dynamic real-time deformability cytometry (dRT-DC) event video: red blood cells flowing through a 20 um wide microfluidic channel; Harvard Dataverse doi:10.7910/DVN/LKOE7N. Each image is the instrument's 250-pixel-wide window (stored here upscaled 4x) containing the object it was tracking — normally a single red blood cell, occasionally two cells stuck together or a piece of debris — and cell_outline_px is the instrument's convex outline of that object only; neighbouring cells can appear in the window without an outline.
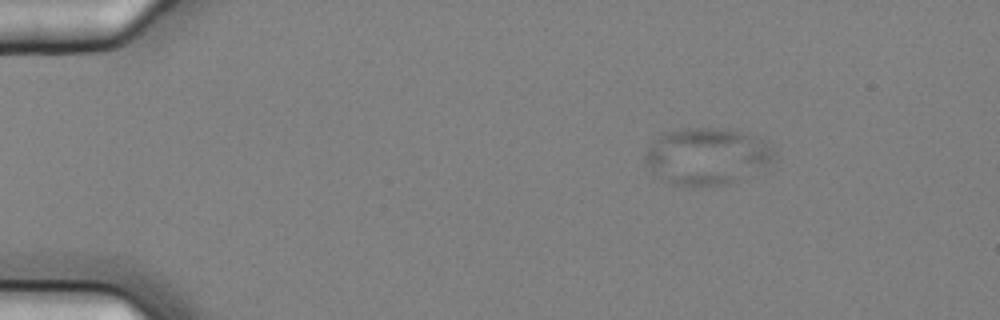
{"species": "common noctule bat (a hibernating species)", "species_latin": "Nyctalus noctula", "temperature_condition": "cold", "stored_images_in_passage": 8, "camera_frame_rate_fps": 3000, "um_per_image_px": 0.085, "animal": {"sex": "female", "body_mass_g": 25.1}, "frame": {"image": 1, "passage_image": 2, "time_ms": 0.333, "image_size_px": [1000, 320], "cell_outline_px": [[780, 160], [728, 184], [708, 188], [672, 184], [660, 176], [644, 164], [644, 152], [664, 132], [680, 128], [736, 128], [768, 140], [776, 148]], "centroid_in_image_um": [60.22, 13.26], "position_along_channel_um": 24.8, "area_um2": 44.04}}
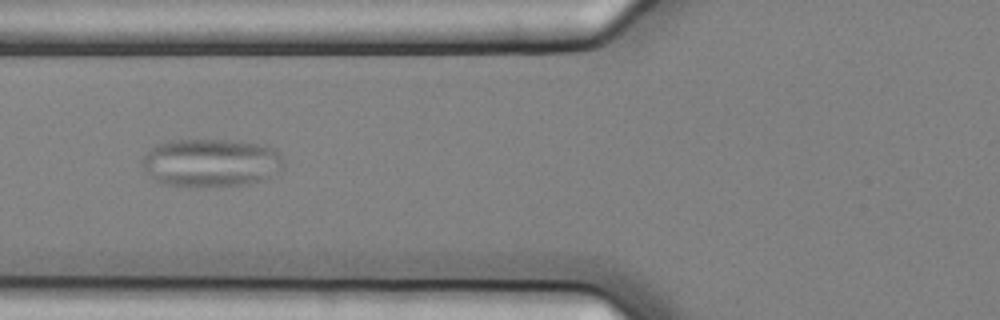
{"frame": {"image": 2, "passage_image": 6, "time_ms": 1.667, "image_size_px": [1000, 320], "cell_outline_px": [[284, 168], [260, 180], [248, 184], [164, 184], [156, 180], [140, 164], [140, 160], [156, 144], [164, 140], [228, 140], [260, 144], [272, 148], [280, 152], [284, 160]], "centroid_in_image_um": [17.94, 13.78], "position_along_channel_um": 107.9, "area_um2": 38.84}}
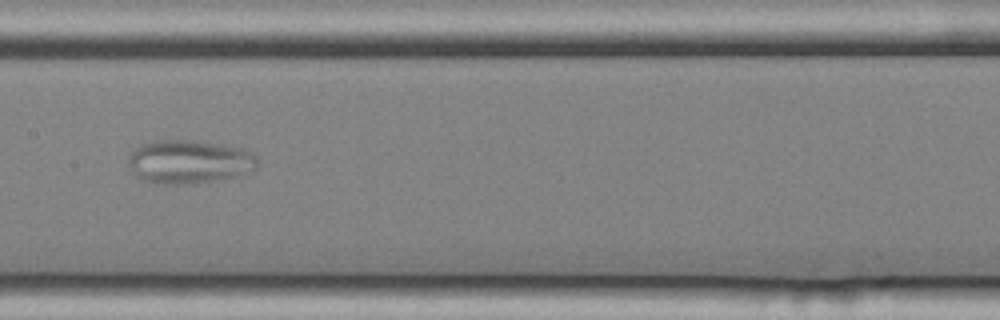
{"frame": {"image": 3, "passage_image": 8, "time_ms": 2.333, "image_size_px": [1000, 320], "cell_outline_px": [[260, 160], [256, 168], [252, 172], [236, 176], [212, 180], [180, 184], [156, 184], [140, 180], [136, 176], [128, 164], [128, 156], [140, 144], [156, 140], [192, 140], [244, 148], [256, 156]], "centroid_in_image_um": [16.07, 13.74], "position_along_channel_um": 191.3, "area_um2": 32.95}}